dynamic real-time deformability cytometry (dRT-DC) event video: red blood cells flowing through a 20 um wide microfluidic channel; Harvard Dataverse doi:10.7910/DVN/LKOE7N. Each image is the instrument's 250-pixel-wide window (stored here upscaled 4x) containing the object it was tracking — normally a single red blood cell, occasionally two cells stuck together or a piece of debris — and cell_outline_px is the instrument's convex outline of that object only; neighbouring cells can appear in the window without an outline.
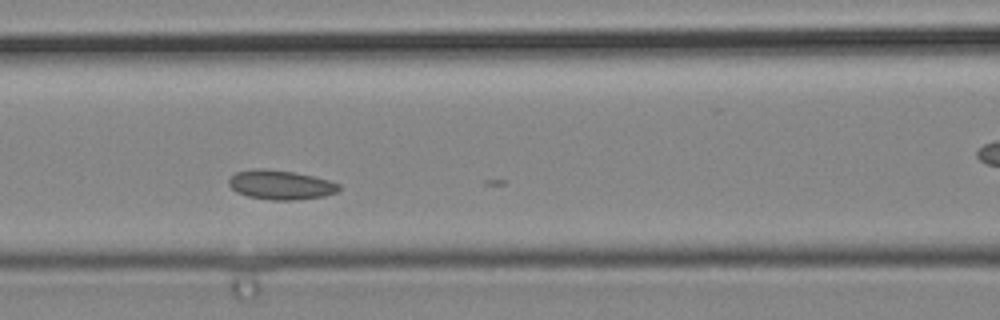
{"species": "common noctule bat (a hibernating species)", "species_latin": "Nyctalus noctula", "temperature_condition": "cold", "stored_images_in_passage": 5, "camera_frame_rate_fps": 3000, "um_per_image_px": 0.085, "animal": {"sex": "male", "body_mass_g": 19.2, "forearm_length_mm": 51.8}, "frame": {"image": 1, "passage_image": 4, "time_ms": 1.0, "image_size_px": [1000, 320], "cell_outline_px": [[340, 188], [336, 192], [324, 196], [296, 200], [272, 200], [248, 196], [236, 192], [228, 184], [228, 180], [236, 172], [252, 168], [260, 168], [296, 172], [328, 180], [340, 184]], "centroid_in_image_um": [23.84, 15.71], "position_along_channel_um": 142.8, "area_um2": 18.84}}